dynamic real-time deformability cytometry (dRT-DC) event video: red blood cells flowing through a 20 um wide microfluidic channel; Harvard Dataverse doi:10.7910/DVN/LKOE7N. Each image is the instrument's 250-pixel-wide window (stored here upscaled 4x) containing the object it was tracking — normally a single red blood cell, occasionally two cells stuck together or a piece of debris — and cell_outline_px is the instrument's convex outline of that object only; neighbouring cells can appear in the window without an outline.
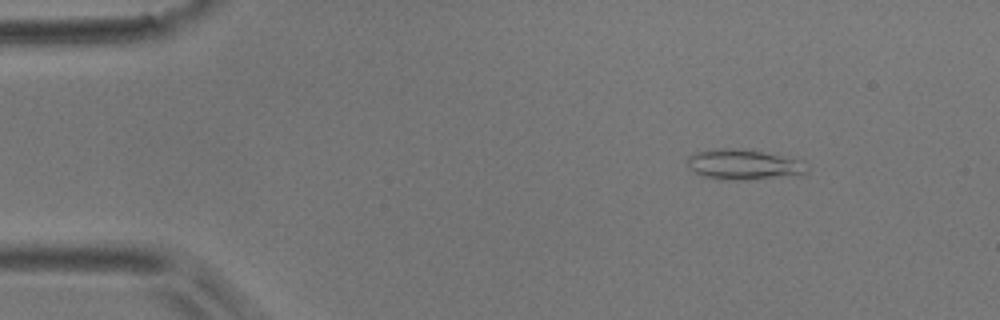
{"species": "common noctule bat (a hibernating species)", "species_latin": "Nyctalus noctula", "temperature_condition": "room temperature", "stored_images_in_passage": 18, "camera_frame_rate_fps": 3000, "um_per_image_px": 0.085, "animal": {"sex": "male", "body_mass_g": 17.9}, "frame": {"image": 1, "passage_image": 6, "time_ms": 1.667, "image_size_px": [1000, 320], "cell_outline_px": [[808, 172], [756, 180], [724, 180], [704, 176], [688, 168], [688, 156], [696, 152], [716, 148], [732, 148], [760, 152], [804, 160], [808, 168]], "centroid_in_image_um": [63.19, 13.99], "position_along_channel_um": 21.8, "area_um2": 20.98}}
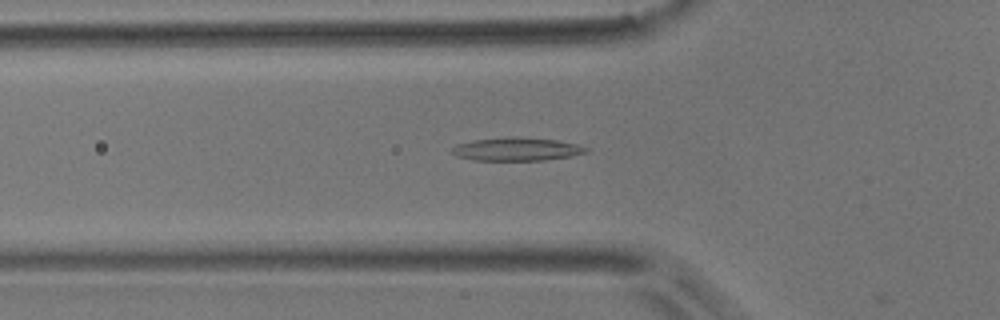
{"frame": {"image": 2, "passage_image": 17, "time_ms": 5.333, "image_size_px": [1000, 320], "cell_outline_px": [[588, 152], [572, 156], [544, 160], [472, 160], [456, 156], [452, 152], [452, 148], [456, 144], [472, 140], [556, 140], [576, 144], [588, 148]], "centroid_in_image_um": [43.92, 12.74], "position_along_channel_um": 81.9, "area_um2": 16.94}}